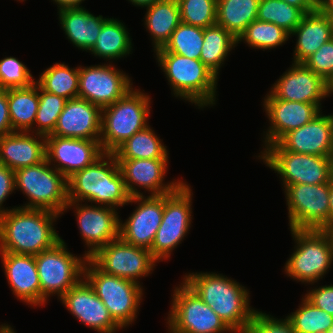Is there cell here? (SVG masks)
Instances as JSON below:
<instances>
[{"label": "cell", "mask_w": 333, "mask_h": 333, "mask_svg": "<svg viewBox=\"0 0 333 333\" xmlns=\"http://www.w3.org/2000/svg\"><path fill=\"white\" fill-rule=\"evenodd\" d=\"M297 36L292 59L295 63H303L323 44L333 38L331 18L318 6L314 11L305 13L300 24L290 34Z\"/></svg>", "instance_id": "obj_27"}, {"label": "cell", "mask_w": 333, "mask_h": 333, "mask_svg": "<svg viewBox=\"0 0 333 333\" xmlns=\"http://www.w3.org/2000/svg\"><path fill=\"white\" fill-rule=\"evenodd\" d=\"M58 6V11L66 8H82L80 6L85 0H52Z\"/></svg>", "instance_id": "obj_49"}, {"label": "cell", "mask_w": 333, "mask_h": 333, "mask_svg": "<svg viewBox=\"0 0 333 333\" xmlns=\"http://www.w3.org/2000/svg\"><path fill=\"white\" fill-rule=\"evenodd\" d=\"M258 4L259 0H217L216 24L238 39L257 20Z\"/></svg>", "instance_id": "obj_32"}, {"label": "cell", "mask_w": 333, "mask_h": 333, "mask_svg": "<svg viewBox=\"0 0 333 333\" xmlns=\"http://www.w3.org/2000/svg\"><path fill=\"white\" fill-rule=\"evenodd\" d=\"M183 281L235 333H246L255 313L249 291L236 280L222 274L198 272L186 274Z\"/></svg>", "instance_id": "obj_2"}, {"label": "cell", "mask_w": 333, "mask_h": 333, "mask_svg": "<svg viewBox=\"0 0 333 333\" xmlns=\"http://www.w3.org/2000/svg\"><path fill=\"white\" fill-rule=\"evenodd\" d=\"M62 239L54 247L35 255L40 285L41 305L54 294L60 299L69 289L84 277L88 257L73 255Z\"/></svg>", "instance_id": "obj_9"}, {"label": "cell", "mask_w": 333, "mask_h": 333, "mask_svg": "<svg viewBox=\"0 0 333 333\" xmlns=\"http://www.w3.org/2000/svg\"><path fill=\"white\" fill-rule=\"evenodd\" d=\"M332 20V24H333V12H325Z\"/></svg>", "instance_id": "obj_56"}, {"label": "cell", "mask_w": 333, "mask_h": 333, "mask_svg": "<svg viewBox=\"0 0 333 333\" xmlns=\"http://www.w3.org/2000/svg\"><path fill=\"white\" fill-rule=\"evenodd\" d=\"M332 94H333V83L331 85V95L330 96H332Z\"/></svg>", "instance_id": "obj_58"}, {"label": "cell", "mask_w": 333, "mask_h": 333, "mask_svg": "<svg viewBox=\"0 0 333 333\" xmlns=\"http://www.w3.org/2000/svg\"><path fill=\"white\" fill-rule=\"evenodd\" d=\"M14 132L9 116L7 89L0 88V137Z\"/></svg>", "instance_id": "obj_47"}, {"label": "cell", "mask_w": 333, "mask_h": 333, "mask_svg": "<svg viewBox=\"0 0 333 333\" xmlns=\"http://www.w3.org/2000/svg\"><path fill=\"white\" fill-rule=\"evenodd\" d=\"M330 159V172H331V182L333 184V151L331 155L329 156Z\"/></svg>", "instance_id": "obj_55"}, {"label": "cell", "mask_w": 333, "mask_h": 333, "mask_svg": "<svg viewBox=\"0 0 333 333\" xmlns=\"http://www.w3.org/2000/svg\"><path fill=\"white\" fill-rule=\"evenodd\" d=\"M102 109L86 99L66 101L54 131L48 136L100 141Z\"/></svg>", "instance_id": "obj_23"}, {"label": "cell", "mask_w": 333, "mask_h": 333, "mask_svg": "<svg viewBox=\"0 0 333 333\" xmlns=\"http://www.w3.org/2000/svg\"><path fill=\"white\" fill-rule=\"evenodd\" d=\"M132 85L129 76L112 64L79 66L78 97L101 109L123 97Z\"/></svg>", "instance_id": "obj_15"}, {"label": "cell", "mask_w": 333, "mask_h": 333, "mask_svg": "<svg viewBox=\"0 0 333 333\" xmlns=\"http://www.w3.org/2000/svg\"><path fill=\"white\" fill-rule=\"evenodd\" d=\"M101 271L141 284V277L154 271L156 260L150 250L126 243L120 237L110 241L89 258Z\"/></svg>", "instance_id": "obj_14"}, {"label": "cell", "mask_w": 333, "mask_h": 333, "mask_svg": "<svg viewBox=\"0 0 333 333\" xmlns=\"http://www.w3.org/2000/svg\"><path fill=\"white\" fill-rule=\"evenodd\" d=\"M284 150L316 156L333 151V114H317L310 122L285 134L277 142Z\"/></svg>", "instance_id": "obj_24"}, {"label": "cell", "mask_w": 333, "mask_h": 333, "mask_svg": "<svg viewBox=\"0 0 333 333\" xmlns=\"http://www.w3.org/2000/svg\"><path fill=\"white\" fill-rule=\"evenodd\" d=\"M318 6L324 12H333V0H320Z\"/></svg>", "instance_id": "obj_51"}, {"label": "cell", "mask_w": 333, "mask_h": 333, "mask_svg": "<svg viewBox=\"0 0 333 333\" xmlns=\"http://www.w3.org/2000/svg\"><path fill=\"white\" fill-rule=\"evenodd\" d=\"M35 80L29 69L15 57L0 60V88L29 87Z\"/></svg>", "instance_id": "obj_42"}, {"label": "cell", "mask_w": 333, "mask_h": 333, "mask_svg": "<svg viewBox=\"0 0 333 333\" xmlns=\"http://www.w3.org/2000/svg\"><path fill=\"white\" fill-rule=\"evenodd\" d=\"M104 153L97 140L46 136L47 162L66 178L93 164Z\"/></svg>", "instance_id": "obj_19"}, {"label": "cell", "mask_w": 333, "mask_h": 333, "mask_svg": "<svg viewBox=\"0 0 333 333\" xmlns=\"http://www.w3.org/2000/svg\"><path fill=\"white\" fill-rule=\"evenodd\" d=\"M4 273L13 294L31 306H41V285L35 255L0 252Z\"/></svg>", "instance_id": "obj_25"}, {"label": "cell", "mask_w": 333, "mask_h": 333, "mask_svg": "<svg viewBox=\"0 0 333 333\" xmlns=\"http://www.w3.org/2000/svg\"><path fill=\"white\" fill-rule=\"evenodd\" d=\"M295 251L285 264V273L291 279L314 284L329 272L333 251L328 237L317 229H290ZM328 271V272H327Z\"/></svg>", "instance_id": "obj_8"}, {"label": "cell", "mask_w": 333, "mask_h": 333, "mask_svg": "<svg viewBox=\"0 0 333 333\" xmlns=\"http://www.w3.org/2000/svg\"><path fill=\"white\" fill-rule=\"evenodd\" d=\"M138 204L128 219H120L119 237L133 246L151 249L164 213V195L130 197L129 203Z\"/></svg>", "instance_id": "obj_17"}, {"label": "cell", "mask_w": 333, "mask_h": 333, "mask_svg": "<svg viewBox=\"0 0 333 333\" xmlns=\"http://www.w3.org/2000/svg\"><path fill=\"white\" fill-rule=\"evenodd\" d=\"M299 308L287 316L296 333H326L333 323V316L315 307L302 297Z\"/></svg>", "instance_id": "obj_39"}, {"label": "cell", "mask_w": 333, "mask_h": 333, "mask_svg": "<svg viewBox=\"0 0 333 333\" xmlns=\"http://www.w3.org/2000/svg\"><path fill=\"white\" fill-rule=\"evenodd\" d=\"M129 1L132 2V4L135 6L146 8L147 6H151L152 4L160 0H129Z\"/></svg>", "instance_id": "obj_52"}, {"label": "cell", "mask_w": 333, "mask_h": 333, "mask_svg": "<svg viewBox=\"0 0 333 333\" xmlns=\"http://www.w3.org/2000/svg\"><path fill=\"white\" fill-rule=\"evenodd\" d=\"M7 100L13 131L33 133L34 121L39 106V85L8 88Z\"/></svg>", "instance_id": "obj_30"}, {"label": "cell", "mask_w": 333, "mask_h": 333, "mask_svg": "<svg viewBox=\"0 0 333 333\" xmlns=\"http://www.w3.org/2000/svg\"><path fill=\"white\" fill-rule=\"evenodd\" d=\"M125 24L108 18L102 25L94 47L89 51L104 60H116L132 52V40Z\"/></svg>", "instance_id": "obj_31"}, {"label": "cell", "mask_w": 333, "mask_h": 333, "mask_svg": "<svg viewBox=\"0 0 333 333\" xmlns=\"http://www.w3.org/2000/svg\"><path fill=\"white\" fill-rule=\"evenodd\" d=\"M173 291L170 333H235L184 281Z\"/></svg>", "instance_id": "obj_10"}, {"label": "cell", "mask_w": 333, "mask_h": 333, "mask_svg": "<svg viewBox=\"0 0 333 333\" xmlns=\"http://www.w3.org/2000/svg\"><path fill=\"white\" fill-rule=\"evenodd\" d=\"M151 98L139 89H130L115 103L102 108L100 144L113 153L136 132L148 126Z\"/></svg>", "instance_id": "obj_5"}, {"label": "cell", "mask_w": 333, "mask_h": 333, "mask_svg": "<svg viewBox=\"0 0 333 333\" xmlns=\"http://www.w3.org/2000/svg\"><path fill=\"white\" fill-rule=\"evenodd\" d=\"M270 92L277 99L316 104L320 108L321 101L331 94V85L304 63L294 62L277 79Z\"/></svg>", "instance_id": "obj_20"}, {"label": "cell", "mask_w": 333, "mask_h": 333, "mask_svg": "<svg viewBox=\"0 0 333 333\" xmlns=\"http://www.w3.org/2000/svg\"><path fill=\"white\" fill-rule=\"evenodd\" d=\"M67 99L44 91L39 86V106L34 121L33 133L43 136L50 135L56 126L59 115L64 109Z\"/></svg>", "instance_id": "obj_40"}, {"label": "cell", "mask_w": 333, "mask_h": 333, "mask_svg": "<svg viewBox=\"0 0 333 333\" xmlns=\"http://www.w3.org/2000/svg\"><path fill=\"white\" fill-rule=\"evenodd\" d=\"M333 222V184L330 185L329 191V223Z\"/></svg>", "instance_id": "obj_53"}, {"label": "cell", "mask_w": 333, "mask_h": 333, "mask_svg": "<svg viewBox=\"0 0 333 333\" xmlns=\"http://www.w3.org/2000/svg\"><path fill=\"white\" fill-rule=\"evenodd\" d=\"M289 38L290 34L283 28L273 23L255 20L250 23L239 36L237 44L244 41L249 47L263 49L264 51L282 46Z\"/></svg>", "instance_id": "obj_37"}, {"label": "cell", "mask_w": 333, "mask_h": 333, "mask_svg": "<svg viewBox=\"0 0 333 333\" xmlns=\"http://www.w3.org/2000/svg\"><path fill=\"white\" fill-rule=\"evenodd\" d=\"M287 4L300 8L304 13L314 11L318 7L317 0H282Z\"/></svg>", "instance_id": "obj_48"}, {"label": "cell", "mask_w": 333, "mask_h": 333, "mask_svg": "<svg viewBox=\"0 0 333 333\" xmlns=\"http://www.w3.org/2000/svg\"><path fill=\"white\" fill-rule=\"evenodd\" d=\"M263 106L270 126L264 133V149L277 143L288 132L310 122L321 111L316 104L277 99L267 92Z\"/></svg>", "instance_id": "obj_22"}, {"label": "cell", "mask_w": 333, "mask_h": 333, "mask_svg": "<svg viewBox=\"0 0 333 333\" xmlns=\"http://www.w3.org/2000/svg\"><path fill=\"white\" fill-rule=\"evenodd\" d=\"M45 159L36 165L14 171L15 189L22 191L29 199L21 208L44 209L64 214L68 203L67 178Z\"/></svg>", "instance_id": "obj_6"}, {"label": "cell", "mask_w": 333, "mask_h": 333, "mask_svg": "<svg viewBox=\"0 0 333 333\" xmlns=\"http://www.w3.org/2000/svg\"><path fill=\"white\" fill-rule=\"evenodd\" d=\"M155 55L175 97L199 108L215 105L218 76L200 59L171 52H155Z\"/></svg>", "instance_id": "obj_4"}, {"label": "cell", "mask_w": 333, "mask_h": 333, "mask_svg": "<svg viewBox=\"0 0 333 333\" xmlns=\"http://www.w3.org/2000/svg\"><path fill=\"white\" fill-rule=\"evenodd\" d=\"M60 215L44 209L14 207L0 216V252L37 255L62 238L54 222Z\"/></svg>", "instance_id": "obj_1"}, {"label": "cell", "mask_w": 333, "mask_h": 333, "mask_svg": "<svg viewBox=\"0 0 333 333\" xmlns=\"http://www.w3.org/2000/svg\"><path fill=\"white\" fill-rule=\"evenodd\" d=\"M237 39L224 27L214 24L204 29L200 60L217 76L230 51L237 46Z\"/></svg>", "instance_id": "obj_34"}, {"label": "cell", "mask_w": 333, "mask_h": 333, "mask_svg": "<svg viewBox=\"0 0 333 333\" xmlns=\"http://www.w3.org/2000/svg\"><path fill=\"white\" fill-rule=\"evenodd\" d=\"M304 12L282 0H259L257 20L273 23L291 34L300 24Z\"/></svg>", "instance_id": "obj_38"}, {"label": "cell", "mask_w": 333, "mask_h": 333, "mask_svg": "<svg viewBox=\"0 0 333 333\" xmlns=\"http://www.w3.org/2000/svg\"><path fill=\"white\" fill-rule=\"evenodd\" d=\"M166 147L148 125L122 143L113 155L116 159H168Z\"/></svg>", "instance_id": "obj_33"}, {"label": "cell", "mask_w": 333, "mask_h": 333, "mask_svg": "<svg viewBox=\"0 0 333 333\" xmlns=\"http://www.w3.org/2000/svg\"><path fill=\"white\" fill-rule=\"evenodd\" d=\"M58 15L67 39L83 51L94 47L102 25L108 19L102 15L96 17L84 7L62 9Z\"/></svg>", "instance_id": "obj_28"}, {"label": "cell", "mask_w": 333, "mask_h": 333, "mask_svg": "<svg viewBox=\"0 0 333 333\" xmlns=\"http://www.w3.org/2000/svg\"><path fill=\"white\" fill-rule=\"evenodd\" d=\"M332 182L288 185L285 198L290 229L321 230L329 224V191Z\"/></svg>", "instance_id": "obj_13"}, {"label": "cell", "mask_w": 333, "mask_h": 333, "mask_svg": "<svg viewBox=\"0 0 333 333\" xmlns=\"http://www.w3.org/2000/svg\"><path fill=\"white\" fill-rule=\"evenodd\" d=\"M45 159L46 136L14 131L0 137V165L15 171L36 165Z\"/></svg>", "instance_id": "obj_26"}, {"label": "cell", "mask_w": 333, "mask_h": 333, "mask_svg": "<svg viewBox=\"0 0 333 333\" xmlns=\"http://www.w3.org/2000/svg\"><path fill=\"white\" fill-rule=\"evenodd\" d=\"M321 230L328 237L331 249L333 251V222L325 225Z\"/></svg>", "instance_id": "obj_50"}, {"label": "cell", "mask_w": 333, "mask_h": 333, "mask_svg": "<svg viewBox=\"0 0 333 333\" xmlns=\"http://www.w3.org/2000/svg\"><path fill=\"white\" fill-rule=\"evenodd\" d=\"M60 301L79 322L99 333H115L122 329L84 277Z\"/></svg>", "instance_id": "obj_21"}, {"label": "cell", "mask_w": 333, "mask_h": 333, "mask_svg": "<svg viewBox=\"0 0 333 333\" xmlns=\"http://www.w3.org/2000/svg\"><path fill=\"white\" fill-rule=\"evenodd\" d=\"M15 189V173L14 170L0 165V216L5 214L8 208H4L3 202L6 201L9 195L14 192Z\"/></svg>", "instance_id": "obj_46"}, {"label": "cell", "mask_w": 333, "mask_h": 333, "mask_svg": "<svg viewBox=\"0 0 333 333\" xmlns=\"http://www.w3.org/2000/svg\"><path fill=\"white\" fill-rule=\"evenodd\" d=\"M35 82L46 92L65 99L78 97L79 66L70 68L65 63H55L41 73Z\"/></svg>", "instance_id": "obj_35"}, {"label": "cell", "mask_w": 333, "mask_h": 333, "mask_svg": "<svg viewBox=\"0 0 333 333\" xmlns=\"http://www.w3.org/2000/svg\"><path fill=\"white\" fill-rule=\"evenodd\" d=\"M258 156L278 173L283 188L294 184H321L331 181L329 156L298 154L284 150L278 143L268 145Z\"/></svg>", "instance_id": "obj_11"}, {"label": "cell", "mask_w": 333, "mask_h": 333, "mask_svg": "<svg viewBox=\"0 0 333 333\" xmlns=\"http://www.w3.org/2000/svg\"><path fill=\"white\" fill-rule=\"evenodd\" d=\"M316 75L328 84L333 83V38L323 44L315 53L303 62Z\"/></svg>", "instance_id": "obj_43"}, {"label": "cell", "mask_w": 333, "mask_h": 333, "mask_svg": "<svg viewBox=\"0 0 333 333\" xmlns=\"http://www.w3.org/2000/svg\"><path fill=\"white\" fill-rule=\"evenodd\" d=\"M246 333H296L291 321L256 310Z\"/></svg>", "instance_id": "obj_44"}, {"label": "cell", "mask_w": 333, "mask_h": 333, "mask_svg": "<svg viewBox=\"0 0 333 333\" xmlns=\"http://www.w3.org/2000/svg\"><path fill=\"white\" fill-rule=\"evenodd\" d=\"M0 333H16L14 331V328L12 329V327L6 323L0 325Z\"/></svg>", "instance_id": "obj_54"}, {"label": "cell", "mask_w": 333, "mask_h": 333, "mask_svg": "<svg viewBox=\"0 0 333 333\" xmlns=\"http://www.w3.org/2000/svg\"><path fill=\"white\" fill-rule=\"evenodd\" d=\"M144 26L150 33L154 52L163 48L180 21L178 1L160 0L146 7Z\"/></svg>", "instance_id": "obj_29"}, {"label": "cell", "mask_w": 333, "mask_h": 333, "mask_svg": "<svg viewBox=\"0 0 333 333\" xmlns=\"http://www.w3.org/2000/svg\"><path fill=\"white\" fill-rule=\"evenodd\" d=\"M186 182L172 193L164 194V213L150 252L152 257L168 260L188 233L192 222V190Z\"/></svg>", "instance_id": "obj_12"}, {"label": "cell", "mask_w": 333, "mask_h": 333, "mask_svg": "<svg viewBox=\"0 0 333 333\" xmlns=\"http://www.w3.org/2000/svg\"><path fill=\"white\" fill-rule=\"evenodd\" d=\"M203 35L204 28L180 22L165 46L155 52H171L187 58L199 59Z\"/></svg>", "instance_id": "obj_36"}, {"label": "cell", "mask_w": 333, "mask_h": 333, "mask_svg": "<svg viewBox=\"0 0 333 333\" xmlns=\"http://www.w3.org/2000/svg\"><path fill=\"white\" fill-rule=\"evenodd\" d=\"M315 307L333 316V285L317 286L304 296Z\"/></svg>", "instance_id": "obj_45"}, {"label": "cell", "mask_w": 333, "mask_h": 333, "mask_svg": "<svg viewBox=\"0 0 333 333\" xmlns=\"http://www.w3.org/2000/svg\"><path fill=\"white\" fill-rule=\"evenodd\" d=\"M130 197L143 196L137 187L150 196H160L175 191L184 181L173 180L165 184L168 159H116ZM137 187H135V186Z\"/></svg>", "instance_id": "obj_18"}, {"label": "cell", "mask_w": 333, "mask_h": 333, "mask_svg": "<svg viewBox=\"0 0 333 333\" xmlns=\"http://www.w3.org/2000/svg\"><path fill=\"white\" fill-rule=\"evenodd\" d=\"M84 278L122 328L135 321L143 298L139 283L101 271L89 258L84 267Z\"/></svg>", "instance_id": "obj_7"}, {"label": "cell", "mask_w": 333, "mask_h": 333, "mask_svg": "<svg viewBox=\"0 0 333 333\" xmlns=\"http://www.w3.org/2000/svg\"><path fill=\"white\" fill-rule=\"evenodd\" d=\"M180 21L207 28L216 24L217 0H178Z\"/></svg>", "instance_id": "obj_41"}, {"label": "cell", "mask_w": 333, "mask_h": 333, "mask_svg": "<svg viewBox=\"0 0 333 333\" xmlns=\"http://www.w3.org/2000/svg\"><path fill=\"white\" fill-rule=\"evenodd\" d=\"M68 201L90 202L118 208L128 204V194L113 153H104L93 164L67 178Z\"/></svg>", "instance_id": "obj_3"}, {"label": "cell", "mask_w": 333, "mask_h": 333, "mask_svg": "<svg viewBox=\"0 0 333 333\" xmlns=\"http://www.w3.org/2000/svg\"><path fill=\"white\" fill-rule=\"evenodd\" d=\"M73 206V207H72ZM74 208L76 221L83 241L88 250L85 256L90 258L97 250L110 241L119 238L120 218L116 208L104 205H88L68 201L65 211ZM76 209V210H75Z\"/></svg>", "instance_id": "obj_16"}, {"label": "cell", "mask_w": 333, "mask_h": 333, "mask_svg": "<svg viewBox=\"0 0 333 333\" xmlns=\"http://www.w3.org/2000/svg\"><path fill=\"white\" fill-rule=\"evenodd\" d=\"M326 333H333V323H332L331 327L327 330Z\"/></svg>", "instance_id": "obj_57"}]
</instances>
